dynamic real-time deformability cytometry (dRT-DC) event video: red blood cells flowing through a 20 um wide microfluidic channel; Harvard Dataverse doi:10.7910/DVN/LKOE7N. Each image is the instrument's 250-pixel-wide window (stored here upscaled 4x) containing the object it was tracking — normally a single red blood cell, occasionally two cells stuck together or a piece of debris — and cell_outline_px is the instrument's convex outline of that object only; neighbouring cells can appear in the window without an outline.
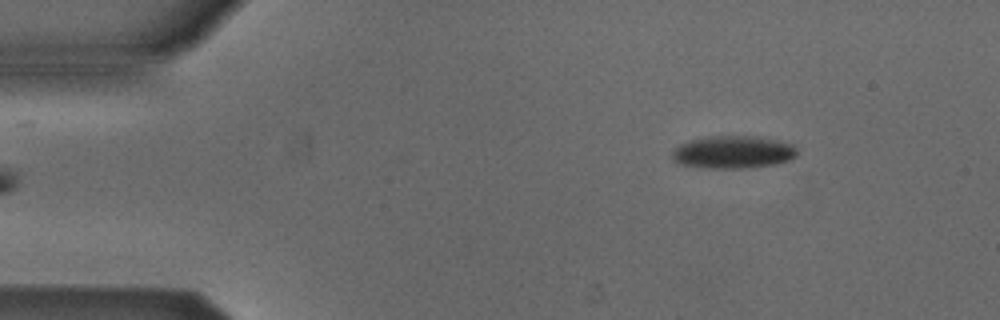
{"species": "Egyptian fruit bat (a non-hibernating species)", "species_latin": "Rousettus aegyptiacus", "temperature_condition": "cold", "stored_images_in_passage": 5, "camera_frame_rate_fps": 3000, "um_per_image_px": 0.085, "animal": {"sex": "male"}, "frame": {"image": 1, "passage_image": 5, "time_ms": 1.333, "image_size_px": [1000, 320], "cell_outline_px": [[796, 156], [788, 160], [776, 164], [748, 168], [708, 168], [676, 164], [672, 160], [672, 152], [680, 144], [688, 140], [708, 136], [756, 136], [776, 140], [792, 144], [796, 148]], "centroid_in_image_um": [62.27, 12.93], "position_along_channel_um": 22.7, "area_um2": 23.93}}